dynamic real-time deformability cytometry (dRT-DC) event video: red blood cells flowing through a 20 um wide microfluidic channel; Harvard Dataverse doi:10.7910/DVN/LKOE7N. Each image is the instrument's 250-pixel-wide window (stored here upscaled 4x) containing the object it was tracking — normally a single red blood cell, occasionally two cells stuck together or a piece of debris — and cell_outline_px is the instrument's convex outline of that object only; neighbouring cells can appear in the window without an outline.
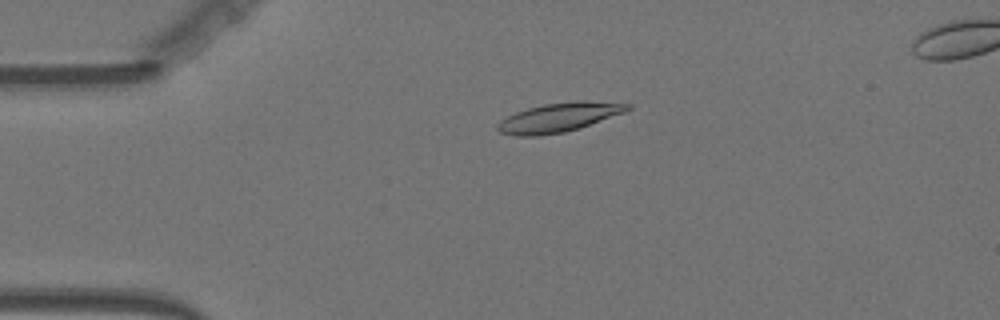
{"species": "Egyptian fruit bat (a non-hibernating species)", "species_latin": "Rousettus aegyptiacus", "temperature_condition": "warm", "stored_images_in_passage": 57, "camera_frame_rate_fps": 3000, "um_per_image_px": 0.085, "animal": {"sex": "female"}, "frame": {"image": 1, "passage_image": 13, "time_ms": 4.0, "image_size_px": [1000, 320], "cell_outline_px": [[632, 108], [624, 112], [580, 128], [564, 132], [540, 136], [516, 136], [500, 132], [496, 128], [496, 124], [500, 120], [516, 112], [528, 108], [544, 104], [576, 100], [584, 100], [632, 104]], "centroid_in_image_um": [47.5, 9.98], "position_along_channel_um": 37.5, "area_um2": 22.14}}
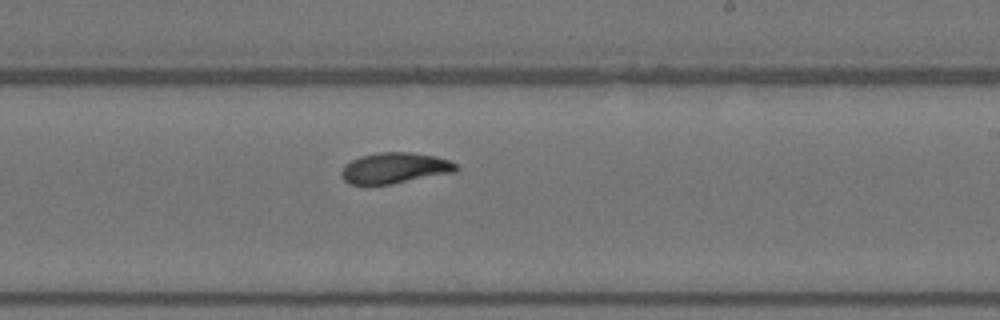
{"frame": {"image": 2, "passage_image": 34, "time_ms": 11.0, "image_size_px": [1000, 320], "cell_outline_px": [[460, 168], [456, 172], [392, 184], [348, 184], [340, 176], [340, 172], [344, 164], [360, 156], [380, 152], [412, 152], [436, 156], [448, 160], [456, 164]], "centroid_in_image_um": [33.55, 14.28], "position_along_channel_um": 255.4, "area_um2": 20.81}}
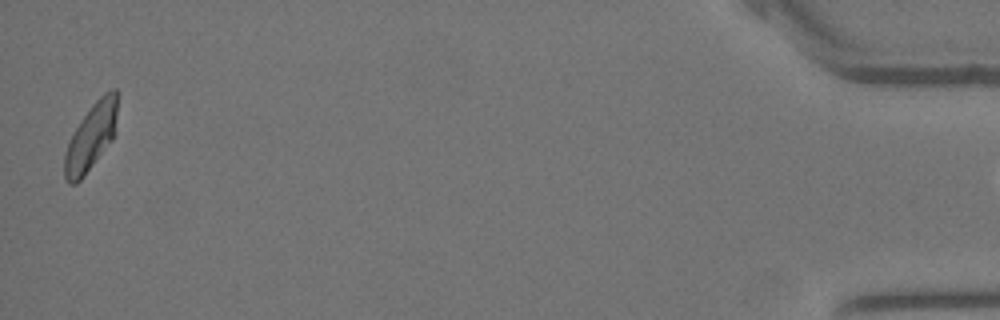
{"frame": {"image": 3, "passage_image": 56, "time_ms": 18.333, "image_size_px": [1000, 320], "cell_outline_px": [[116, 132], [112, 140], [84, 176], [76, 184], [68, 184], [64, 176], [64, 152], [76, 128], [92, 104], [104, 92], [112, 88], [116, 88]], "centroid_in_image_um": [7.73, 11.66], "position_along_channel_um": 427.5, "area_um2": 20.35}}